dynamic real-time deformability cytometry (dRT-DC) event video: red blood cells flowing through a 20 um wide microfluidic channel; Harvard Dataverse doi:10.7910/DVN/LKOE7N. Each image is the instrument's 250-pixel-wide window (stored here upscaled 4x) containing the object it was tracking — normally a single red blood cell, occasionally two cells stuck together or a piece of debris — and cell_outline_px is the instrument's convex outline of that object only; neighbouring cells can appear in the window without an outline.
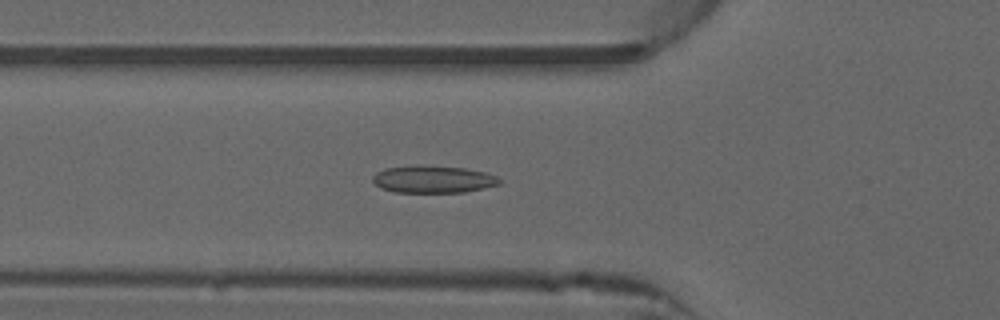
{"species": "common noctule bat (a hibernating species)", "species_latin": "Nyctalus noctula", "temperature_condition": "warm", "stored_images_in_passage": 47, "camera_frame_rate_fps": 3000, "um_per_image_px": 0.085, "animal": {"sex": "male", "forearm_length_mm": 52.5}, "frame": {"image": 1, "passage_image": 18, "time_ms": 5.667, "image_size_px": [1000, 320], "cell_outline_px": [[504, 180], [500, 184], [464, 192], [392, 192], [380, 188], [372, 180], [372, 176], [376, 172], [384, 168], [416, 164], [464, 168], [484, 172], [496, 176]], "centroid_in_image_um": [36.78, 15.22], "position_along_channel_um": 89.0, "area_um2": 20.4}}
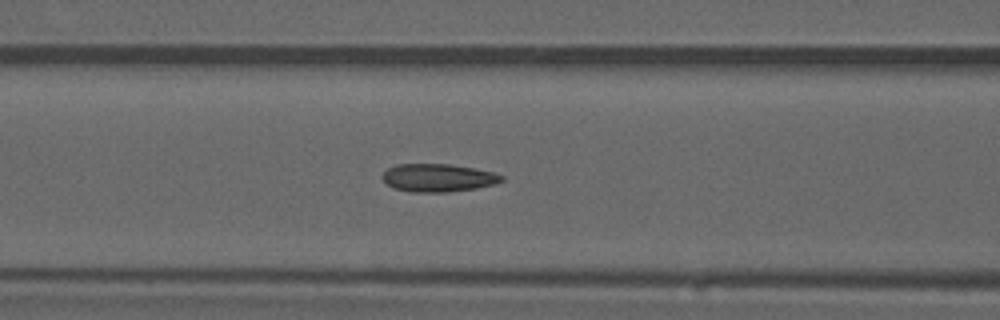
{"frame": {"image": 2, "passage_image": 21, "time_ms": 6.667, "image_size_px": [1000, 320], "cell_outline_px": [[504, 180], [492, 184], [476, 188], [448, 192], [412, 192], [396, 188], [388, 184], [380, 176], [388, 168], [396, 164], [448, 164], [496, 172], [504, 176]], "centroid_in_image_um": [37.24, 15.1], "position_along_channel_um": 129.4, "area_um2": 19.31}}
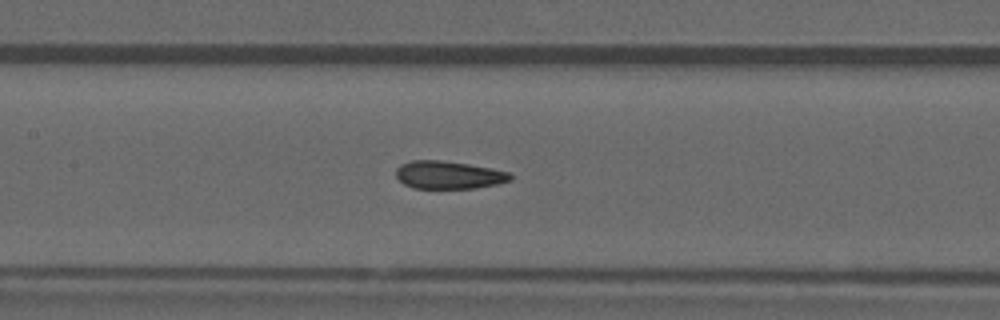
{"frame": {"image": 3, "passage_image": 24, "time_ms": 7.667, "image_size_px": [1000, 320], "cell_outline_px": [[512, 180], [496, 184], [476, 188], [412, 188], [404, 184], [396, 176], [396, 168], [400, 164], [412, 160], [440, 160], [468, 164], [492, 168], [508, 172], [512, 176]], "centroid_in_image_um": [38.12, 14.87], "position_along_channel_um": 169.3, "area_um2": 18.55}, "authors_computed_cell_mechanics": {"area_um2": 19.3052, "velocity_mm_per_s": 3.9914, "shape_relaxation_time_tau1_ms": null, "shape_relaxation_time_tau2_ms": 1.4377, "deformation_change_tau1": null, "deformation_change_tau2": 0.0828}}